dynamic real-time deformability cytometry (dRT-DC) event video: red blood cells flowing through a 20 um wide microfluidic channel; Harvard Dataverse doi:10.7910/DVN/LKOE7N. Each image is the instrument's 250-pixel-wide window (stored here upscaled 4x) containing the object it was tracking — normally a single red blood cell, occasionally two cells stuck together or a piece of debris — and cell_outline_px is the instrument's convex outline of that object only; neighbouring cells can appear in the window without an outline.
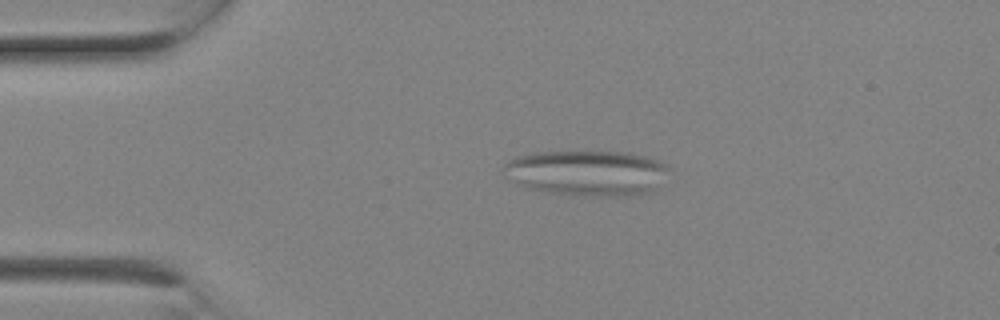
{"species": "Egyptian fruit bat (a non-hibernating species)", "species_latin": "Rousettus aegyptiacus", "temperature_condition": "room temperature", "stored_images_in_passage": 2, "camera_frame_rate_fps": 3000, "um_per_image_px": 0.085, "animal": {"sex": "female"}, "frame": {"image": 1, "passage_image": 2, "time_ms": 0.333, "image_size_px": [1000, 320], "cell_outline_px": [[672, 168], [656, 188], [652, 192], [640, 196], [584, 196], [544, 192], [524, 188], [508, 180], [500, 172], [504, 164], [508, 160], [516, 156], [536, 152], [628, 152], [660, 160], [668, 164]], "centroid_in_image_um": [49.88, 14.72], "position_along_channel_um": 35.1, "area_um2": 44.97}}